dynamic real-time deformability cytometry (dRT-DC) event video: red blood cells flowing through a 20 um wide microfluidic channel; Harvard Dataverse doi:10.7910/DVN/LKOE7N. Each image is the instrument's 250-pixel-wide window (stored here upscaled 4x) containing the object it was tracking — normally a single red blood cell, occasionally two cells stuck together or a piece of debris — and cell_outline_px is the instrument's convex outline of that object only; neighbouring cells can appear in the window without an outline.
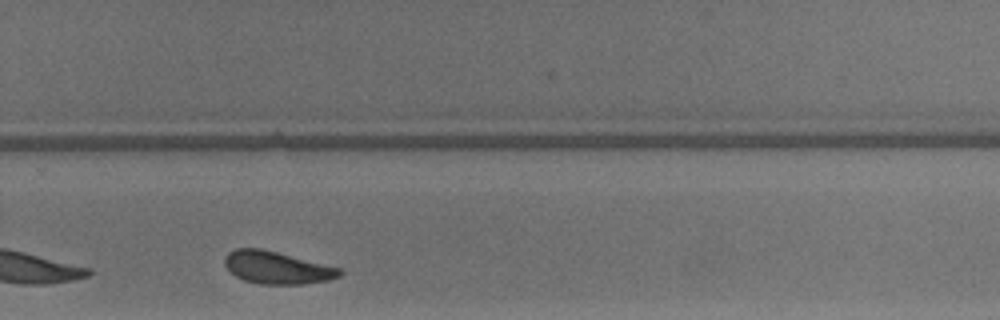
{"species": "common noctule bat (a hibernating species)", "species_latin": "Nyctalus noctula", "temperature_condition": "warm", "stored_images_in_passage": 23, "camera_frame_rate_fps": 3000, "um_per_image_px": 0.085, "animal": {"sex": "male", "body_mass_g": 13.3}, "frame": {"image": 1, "passage_image": 20, "time_ms": 6.333, "image_size_px": [1000, 320], "cell_outline_px": [[344, 272], [340, 276], [328, 280], [304, 284], [260, 284], [244, 280], [236, 276], [224, 264], [224, 256], [228, 252], [236, 248], [260, 248], [340, 268]], "centroid_in_image_um": [23.53, 22.75], "position_along_channel_um": 306.3, "area_um2": 21.56}}